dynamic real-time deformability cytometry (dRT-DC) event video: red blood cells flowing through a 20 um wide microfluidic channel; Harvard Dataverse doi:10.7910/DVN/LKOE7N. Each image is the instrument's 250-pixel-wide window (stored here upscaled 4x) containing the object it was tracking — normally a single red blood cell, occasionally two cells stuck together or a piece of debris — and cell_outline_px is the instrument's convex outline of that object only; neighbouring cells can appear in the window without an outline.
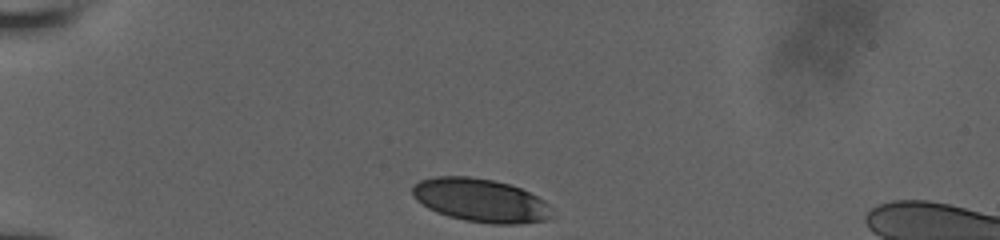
{"species": "human", "species_latin": "Homo sapiens", "temperature_condition": "room temperature", "stored_images_in_passage": 38, "camera_frame_rate_fps": 3000, "um_per_image_px": 0.085, "donor": {"sex": "male"}, "frame": {"image": 1, "passage_image": 1, "time_ms": 0.0, "image_size_px": [1000, 240], "cell_outline_px": [[552, 216], [544, 220], [520, 224], [492, 224], [464, 220], [448, 216], [436, 212], [428, 208], [416, 200], [412, 196], [412, 184], [420, 180], [436, 176], [468, 176], [492, 180], [508, 184], [520, 188], [544, 200]], "centroid_in_image_um": [40.78, 17.02], "position_along_channel_um": 44.2, "area_um2": 35.14}}
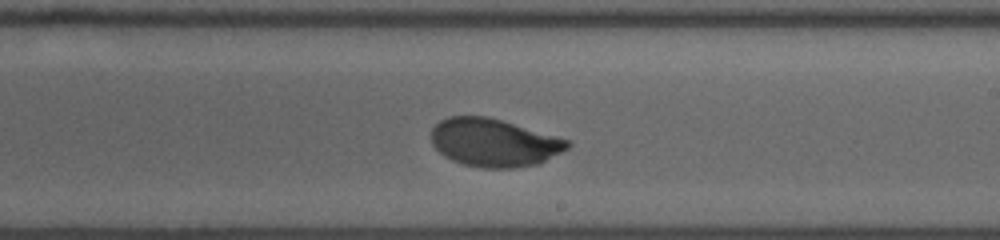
{"frame": {"image": 2, "passage_image": 18, "time_ms": 6.333, "image_size_px": [1000, 240], "cell_outline_px": [[572, 144], [568, 148], [540, 164], [516, 168], [484, 168], [464, 164], [452, 160], [444, 156], [432, 144], [432, 128], [440, 120], [448, 116], [488, 116], [568, 140]], "centroid_in_image_um": [41.98, 12.13], "position_along_channel_um": 247.0, "area_um2": 37.97}}
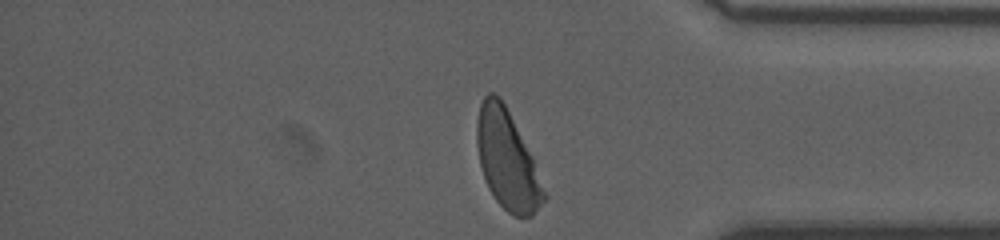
{"frame": {"image": 3, "passage_image": 38, "time_ms": 10.333, "image_size_px": [1000, 240], "cell_outline_px": [[548, 196], [532, 216], [516, 216], [508, 212], [496, 200], [488, 188], [480, 164], [476, 144], [476, 120], [480, 104], [484, 96], [488, 92], [496, 92], [500, 96], [532, 156]], "centroid_in_image_um": [43.1, 13.58], "position_along_channel_um": 392.1, "area_um2": 38.49}}